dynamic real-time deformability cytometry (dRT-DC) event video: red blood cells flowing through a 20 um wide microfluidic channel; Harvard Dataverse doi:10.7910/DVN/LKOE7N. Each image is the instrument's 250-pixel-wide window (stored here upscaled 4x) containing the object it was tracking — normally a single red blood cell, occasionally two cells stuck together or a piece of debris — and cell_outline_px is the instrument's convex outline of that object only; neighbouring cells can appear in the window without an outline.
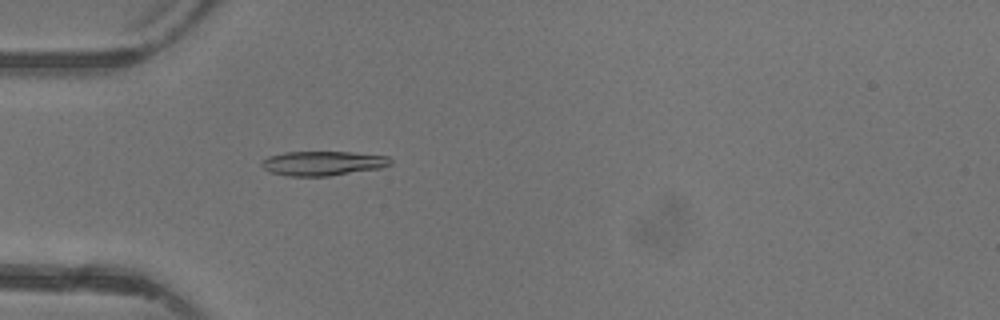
{"species": "common noctule bat (a hibernating species)", "species_latin": "Nyctalus noctula", "temperature_condition": "warm", "stored_images_in_passage": 4, "camera_frame_rate_fps": 3000, "um_per_image_px": 0.085, "animal": {"sex": "female"}, "frame": {"image": 1, "passage_image": 4, "time_ms": 4.333, "image_size_px": [1000, 320], "cell_outline_px": [[392, 164], [380, 168], [328, 176], [288, 176], [268, 172], [260, 164], [268, 156], [284, 152], [352, 152], [388, 156], [392, 160]], "centroid_in_image_um": [27.43, 13.88], "position_along_channel_um": 57.6, "area_um2": 18.38}}